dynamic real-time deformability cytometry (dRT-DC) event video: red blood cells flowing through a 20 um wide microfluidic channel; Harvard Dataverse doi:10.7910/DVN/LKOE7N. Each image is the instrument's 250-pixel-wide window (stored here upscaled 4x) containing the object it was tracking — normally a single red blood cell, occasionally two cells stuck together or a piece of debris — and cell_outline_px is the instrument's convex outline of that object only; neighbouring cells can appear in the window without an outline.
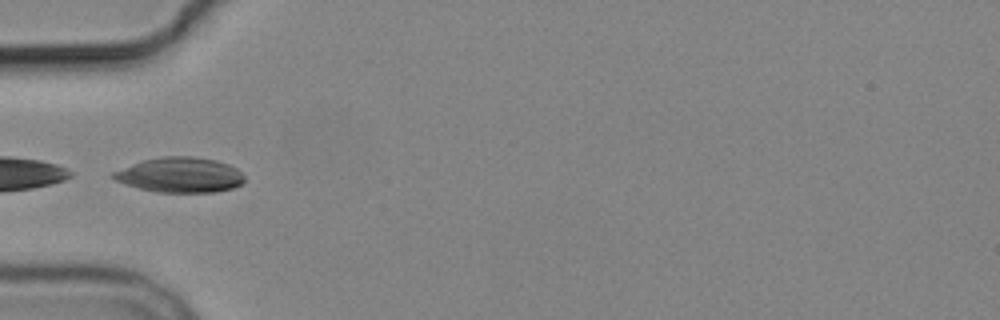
{"species": "common noctule bat (a hibernating species)", "species_latin": "Nyctalus noctula", "temperature_condition": "cold", "stored_images_in_passage": 14, "camera_frame_rate_fps": 3000, "um_per_image_px": 0.085, "animal": {"sex": "male", "body_mass_g": 19.2, "forearm_length_mm": 51.8}, "frame": {"image": 1, "passage_image": 5, "time_ms": 5.667, "image_size_px": [1000, 320], "cell_outline_px": [[244, 180], [240, 184], [232, 188], [212, 192], [156, 192], [140, 188], [116, 180], [112, 176], [112, 172], [132, 164], [144, 160], [160, 156], [192, 156], [216, 160], [228, 164], [236, 168], [244, 176]], "centroid_in_image_um": [15.31, 14.86], "position_along_channel_um": 69.7, "area_um2": 26.53}}
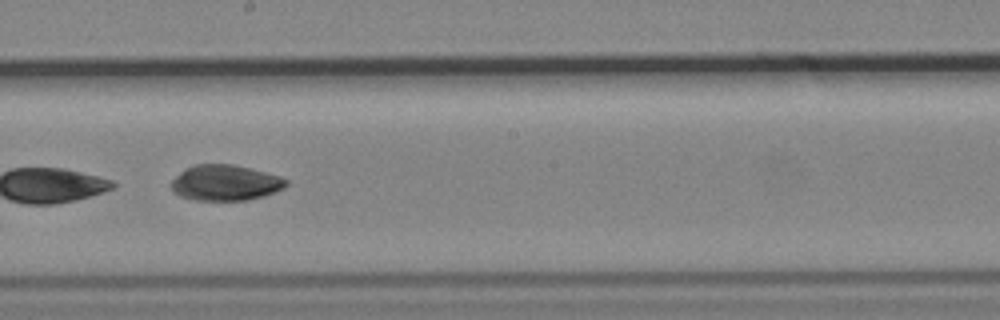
{"frame": {"image": 2, "passage_image": 9, "time_ms": 10.0, "image_size_px": [1000, 320], "cell_outline_px": [[288, 184], [284, 188], [276, 192], [264, 196], [248, 200], [192, 200], [180, 196], [172, 192], [172, 180], [180, 172], [196, 164], [232, 164], [280, 176], [288, 180]], "centroid_in_image_um": [19.16, 15.55], "position_along_channel_um": 229.0, "area_um2": 23.87}}
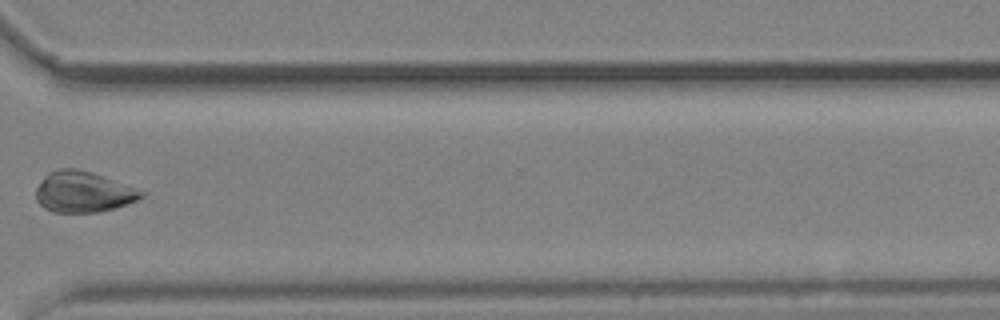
{"frame": {"image": 3, "passage_image": 12, "time_ms": 13.667, "image_size_px": [1000, 320], "cell_outline_px": [[148, 192], [144, 196], [136, 200], [116, 208], [100, 212], [52, 212], [44, 208], [36, 200], [36, 188], [44, 176], [48, 172], [60, 168], [76, 168], [92, 172]], "centroid_in_image_um": [7.08, 16.31], "position_along_channel_um": 363.5, "area_um2": 25.26}}